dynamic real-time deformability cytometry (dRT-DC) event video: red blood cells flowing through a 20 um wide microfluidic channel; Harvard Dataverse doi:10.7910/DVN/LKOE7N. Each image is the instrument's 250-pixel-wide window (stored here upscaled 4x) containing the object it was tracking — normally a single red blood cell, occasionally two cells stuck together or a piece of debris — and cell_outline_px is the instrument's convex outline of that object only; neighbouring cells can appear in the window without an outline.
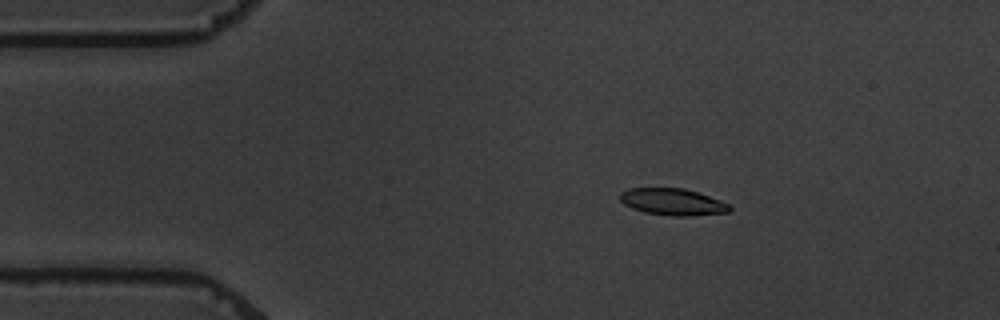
{"species": "common noctule bat (a hibernating species)", "species_latin": "Nyctalus noctula", "temperature_condition": "warm", "stored_images_in_passage": 4, "camera_frame_rate_fps": 3000, "um_per_image_px": 0.085, "animal": {"sex": "male", "body_mass_g": 19.5, "forearm_length_mm": 54.6}, "frame": {"image": 1, "passage_image": 3, "time_ms": 2.333, "image_size_px": [1000, 320], "cell_outline_px": [[732, 208], [728, 212], [692, 216], [672, 216], [644, 212], [632, 208], [624, 204], [620, 200], [620, 192], [628, 188], [684, 188], [720, 200], [728, 204]], "centroid_in_image_um": [57.15, 17.16], "position_along_channel_um": 27.8, "area_um2": 17.05}}